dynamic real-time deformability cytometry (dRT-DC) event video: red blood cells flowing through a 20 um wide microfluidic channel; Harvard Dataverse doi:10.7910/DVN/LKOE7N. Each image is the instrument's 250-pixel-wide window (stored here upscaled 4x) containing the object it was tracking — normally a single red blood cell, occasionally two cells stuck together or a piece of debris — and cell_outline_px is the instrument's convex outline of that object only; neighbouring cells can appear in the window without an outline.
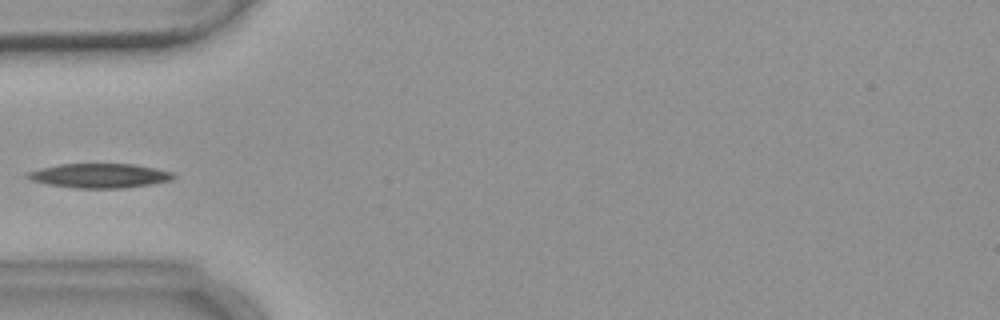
{"species": "common noctule bat (a hibernating species)", "species_latin": "Nyctalus noctula", "temperature_condition": "warm", "stored_images_in_passage": 8, "camera_frame_rate_fps": 3000, "um_per_image_px": 0.085, "animal": {"sex": "female", "body_mass_g": 18.4}, "frame": {"image": 1, "passage_image": 5, "time_ms": 5.0, "image_size_px": [1000, 320], "cell_outline_px": [[176, 176], [172, 180], [124, 188], [76, 188], [48, 184], [32, 180], [28, 176], [28, 172], [40, 168], [60, 164], [132, 164], [156, 168], [172, 172]], "centroid_in_image_um": [8.5, 14.93], "position_along_channel_um": 76.5, "area_um2": 20.46}}
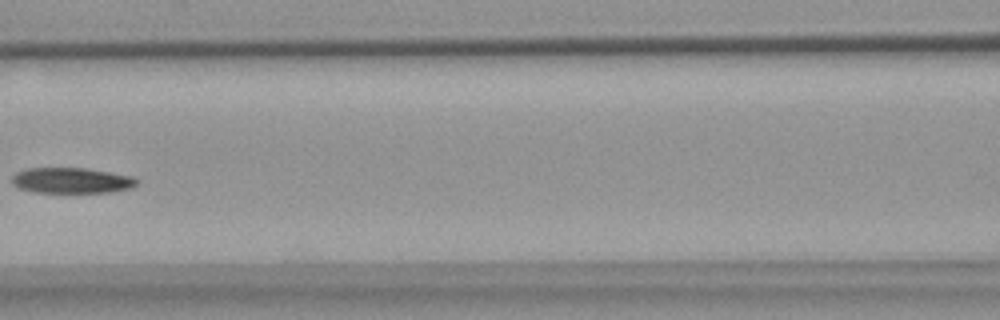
{"frame": {"image": 2, "passage_image": 7, "time_ms": 7.333, "image_size_px": [1000, 320], "cell_outline_px": [[140, 184], [132, 188], [112, 192], [32, 192], [20, 188], [12, 184], [12, 176], [16, 172], [28, 168], [84, 168], [132, 176], [140, 180]], "centroid_in_image_um": [6.12, 15.34], "position_along_channel_um": 160.5, "area_um2": 18.73}}
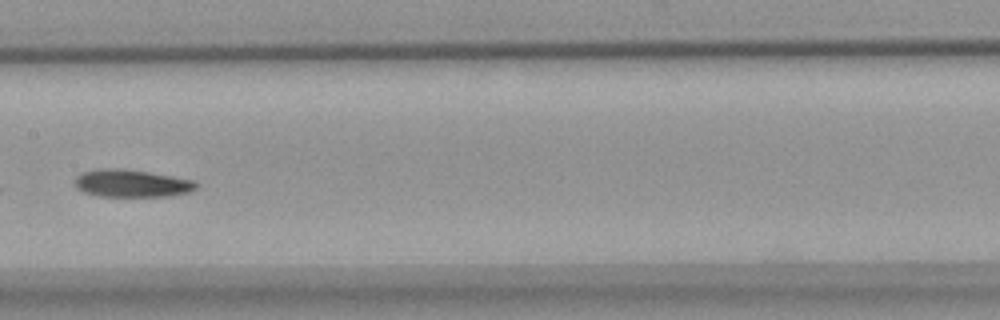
{"frame": {"image": 3, "passage_image": 8, "time_ms": 8.333, "image_size_px": [1000, 320], "cell_outline_px": [[200, 184], [196, 188], [188, 192], [172, 196], [100, 196], [84, 192], [76, 188], [72, 184], [76, 176], [80, 172], [96, 168], [120, 168], [148, 172], [196, 180]], "centroid_in_image_um": [11.16, 15.57], "position_along_channel_um": 196.2, "area_um2": 19.83}}